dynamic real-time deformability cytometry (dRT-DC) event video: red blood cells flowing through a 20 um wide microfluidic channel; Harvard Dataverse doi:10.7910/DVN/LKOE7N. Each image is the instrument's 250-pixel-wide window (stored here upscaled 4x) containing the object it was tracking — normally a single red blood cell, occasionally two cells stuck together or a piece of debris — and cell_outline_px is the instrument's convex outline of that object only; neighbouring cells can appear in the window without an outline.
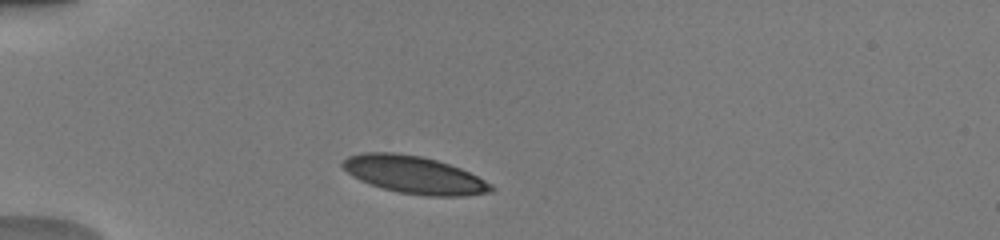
{"species": "human", "species_latin": "Homo sapiens", "temperature_condition": "warm", "stored_images_in_passage": 34, "camera_frame_rate_fps": 3000, "um_per_image_px": 0.085, "donor": {"sex": "male"}, "frame": {"image": 1, "passage_image": 2, "time_ms": 1.0, "image_size_px": [1000, 240], "cell_outline_px": [[496, 188], [492, 192], [464, 196], [428, 196], [400, 192], [384, 188], [360, 180], [352, 176], [340, 164], [348, 156], [364, 152], [396, 152], [420, 156], [436, 160], [460, 168], [492, 184]], "centroid_in_image_um": [35.22, 14.86], "position_along_channel_um": 49.8, "area_um2": 32.19}}
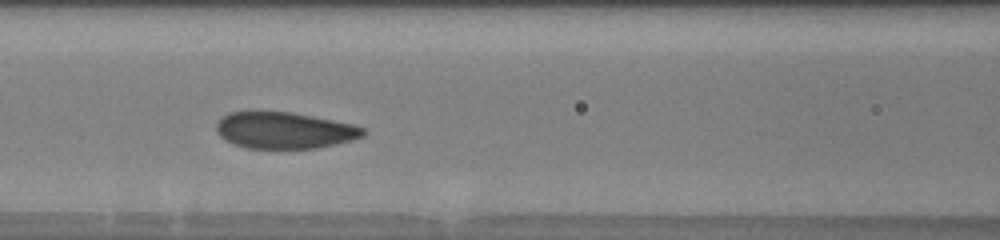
{"frame": {"image": 2, "passage_image": 11, "time_ms": 4.0, "image_size_px": [1000, 240], "cell_outline_px": [[368, 132], [364, 136], [352, 140], [336, 144], [316, 148], [248, 148], [232, 144], [224, 140], [216, 132], [216, 120], [228, 112], [260, 108], [292, 112], [352, 124], [364, 128]], "centroid_in_image_um": [24.09, 11.03], "position_along_channel_um": 142.5, "area_um2": 32.25}}
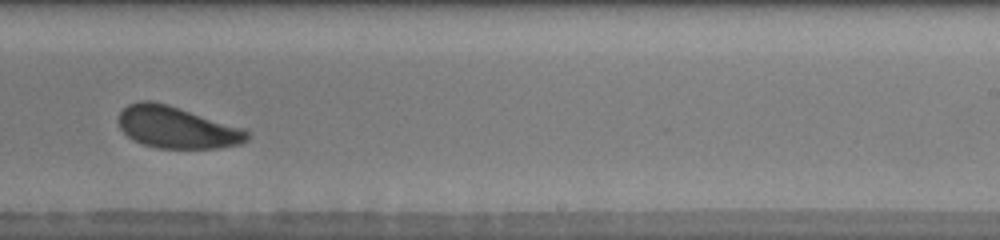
{"frame": {"image": 3, "passage_image": 21, "time_ms": 7.333, "image_size_px": [1000, 240], "cell_outline_px": [[248, 140], [240, 144], [220, 148], [156, 148], [132, 140], [120, 128], [116, 120], [120, 112], [128, 104], [140, 100], [152, 100], [168, 104], [244, 128], [248, 132]], "centroid_in_image_um": [15.0, 10.82], "position_along_channel_um": 274.0, "area_um2": 31.56}, "authors_computed_cell_mechanics": {"area_um2": 32.079, "velocity_mm_per_s": 3.9561, "shape_relaxation_time_tau1_ms": 2.5437, "shape_relaxation_time_tau2_ms": null, "deformation_change_tau1": 0.108, "deformation_change_tau2": null}}